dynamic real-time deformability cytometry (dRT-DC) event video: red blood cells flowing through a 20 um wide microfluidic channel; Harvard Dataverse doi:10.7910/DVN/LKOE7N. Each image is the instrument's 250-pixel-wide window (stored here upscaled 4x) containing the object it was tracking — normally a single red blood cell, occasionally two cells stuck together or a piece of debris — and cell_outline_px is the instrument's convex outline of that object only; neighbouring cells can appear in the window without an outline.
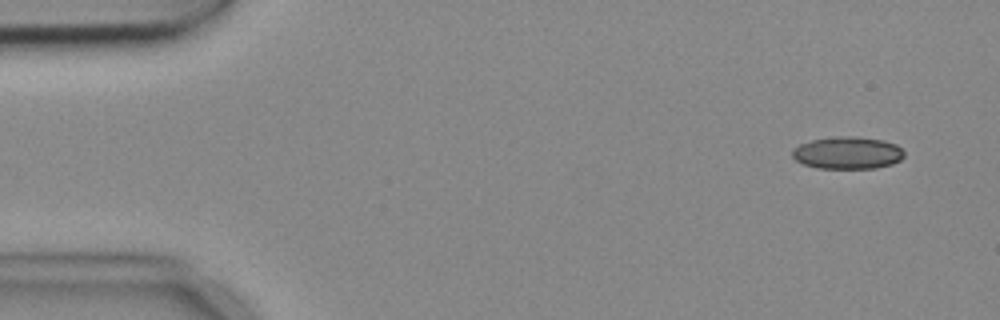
{"species": "common noctule bat (a hibernating species)", "species_latin": "Nyctalus noctula", "temperature_condition": "cold", "stored_images_in_passage": 4, "camera_frame_rate_fps": 3000, "um_per_image_px": 0.085, "animal": {"sex": "female", "body_mass_g": 18.4}, "frame": {"image": 1, "passage_image": 1, "time_ms": 0.0, "image_size_px": [1000, 320], "cell_outline_px": [[904, 156], [900, 160], [892, 164], [876, 168], [816, 168], [804, 164], [796, 160], [792, 156], [792, 148], [800, 144], [812, 140], [840, 136], [852, 136], [884, 140], [896, 144], [904, 152]], "centroid_in_image_um": [72.04, 12.99], "position_along_channel_um": 13.0, "area_um2": 21.04}}